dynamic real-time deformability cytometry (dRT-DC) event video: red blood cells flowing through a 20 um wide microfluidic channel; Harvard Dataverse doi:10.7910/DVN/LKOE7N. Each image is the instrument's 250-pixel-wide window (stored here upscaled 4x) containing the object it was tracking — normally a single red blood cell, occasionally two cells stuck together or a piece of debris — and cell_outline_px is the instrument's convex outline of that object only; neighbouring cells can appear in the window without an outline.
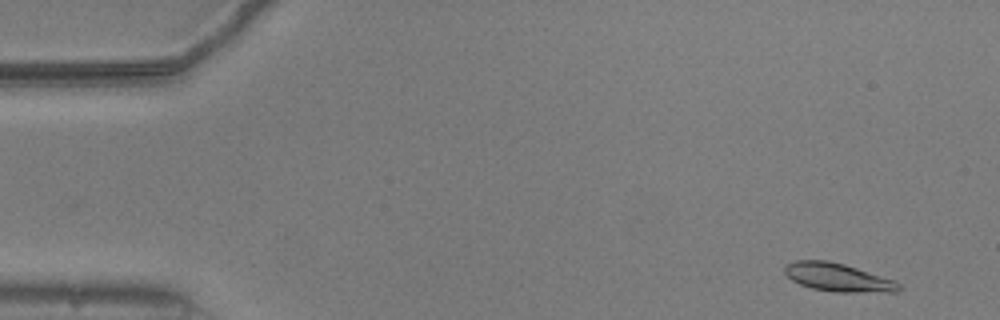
{"species": "common noctule bat (a hibernating species)", "species_latin": "Nyctalus noctula", "temperature_condition": "warm", "stored_images_in_passage": 47, "camera_frame_rate_fps": 3000, "um_per_image_px": 0.085, "animal": {"sex": "male", "body_mass_g": 20.5, "forearm_length_mm": 52.5}, "frame": {"image": 1, "passage_image": 3, "time_ms": 0.667, "image_size_px": [1000, 320], "cell_outline_px": [[900, 288], [896, 292], [836, 292], [812, 288], [800, 284], [792, 280], [784, 272], [784, 268], [788, 264], [796, 260], [828, 260], [844, 264], [892, 280], [900, 284]], "centroid_in_image_um": [71.19, 23.58], "position_along_channel_um": 13.8, "area_um2": 18.44}}
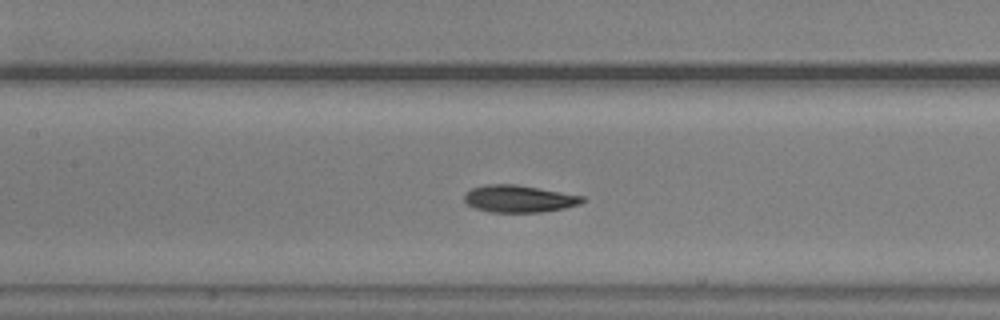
{"frame": {"image": 2, "passage_image": 24, "time_ms": 7.667, "image_size_px": [1000, 320], "cell_outline_px": [[588, 200], [580, 204], [564, 208], [540, 212], [488, 212], [476, 208], [468, 204], [464, 200], [464, 196], [472, 188], [488, 184], [516, 184], [584, 196]], "centroid_in_image_um": [44.15, 16.89], "position_along_channel_um": 163.2, "area_um2": 18.61}}
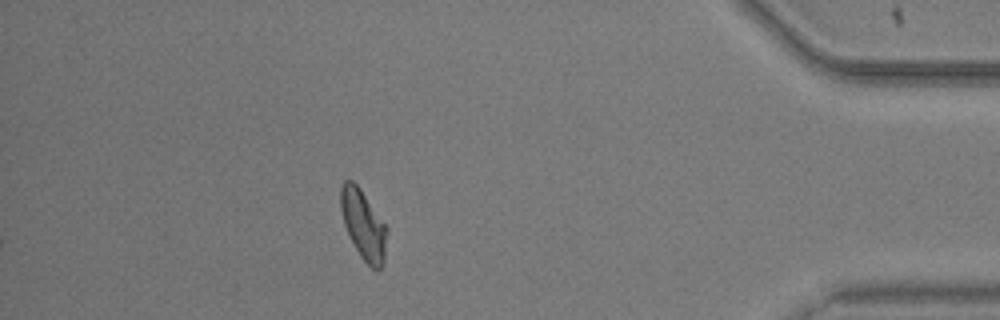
{"frame": {"image": 3, "passage_image": 47, "time_ms": 15.333, "image_size_px": [1000, 320], "cell_outline_px": [[388, 228], [384, 264], [376, 272], [360, 256], [344, 224], [340, 208], [340, 188], [344, 180], [352, 180], [360, 188]], "centroid_in_image_um": [30.9, 19.11], "position_along_channel_um": 404.3, "area_um2": 18.67}, "authors_computed_cell_mechanics": {"area_um2": 18.5538, "velocity_mm_per_s": 3.751, "shape_relaxation_time_tau1_ms": 6.4726, "shape_relaxation_time_tau2_ms": 2.451, "deformation_change_tau1": 0.1898, "deformation_change_tau2": 0.0884}}